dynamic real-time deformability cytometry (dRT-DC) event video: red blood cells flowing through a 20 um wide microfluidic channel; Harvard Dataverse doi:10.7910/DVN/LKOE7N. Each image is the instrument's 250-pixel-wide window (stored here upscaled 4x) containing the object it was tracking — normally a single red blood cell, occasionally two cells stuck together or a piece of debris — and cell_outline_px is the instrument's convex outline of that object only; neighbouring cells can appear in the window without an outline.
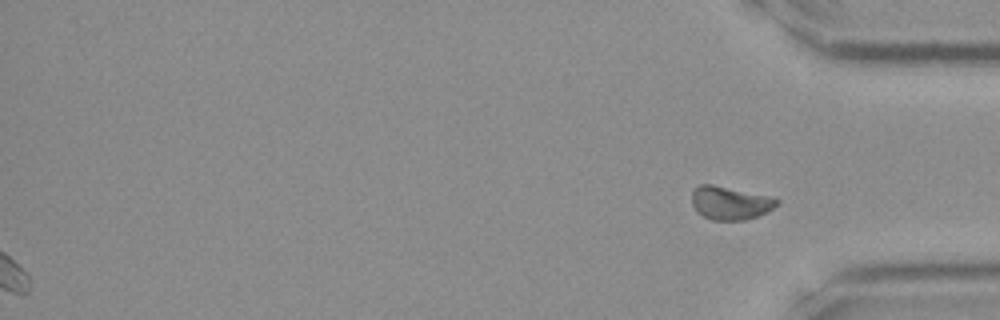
{"species": "Egyptian fruit bat (a non-hibernating species)", "species_latin": "Rousettus aegyptiacus", "temperature_condition": "room temperature", "stored_images_in_passage": 32, "segment_of_instrument_passage": [2, 2], "camera_frame_rate_fps": 3000, "um_per_image_px": 0.085, "frame": {"image": 1, "passage_image": 32, "time_ms": 10.333, "image_size_px": [1000, 320], "cell_outline_px": [[780, 200], [768, 212], [744, 220], [712, 220], [704, 216], [692, 204], [692, 192], [700, 184], [712, 184], [764, 196]], "centroid_in_image_um": [62.03, 17.26], "position_along_channel_um": 373.2, "area_um2": 15.9}}